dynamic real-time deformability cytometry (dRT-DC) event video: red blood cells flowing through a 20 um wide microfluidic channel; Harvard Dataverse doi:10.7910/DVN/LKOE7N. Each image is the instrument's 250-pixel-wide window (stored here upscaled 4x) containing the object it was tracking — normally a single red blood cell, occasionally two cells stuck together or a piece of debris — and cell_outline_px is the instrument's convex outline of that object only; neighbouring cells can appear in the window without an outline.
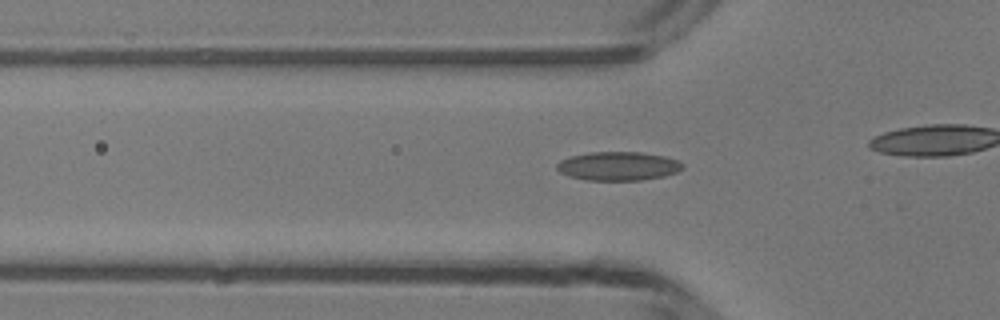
{"species": "common noctule bat (a hibernating species)", "species_latin": "Nyctalus noctula", "temperature_condition": "room temperature", "stored_images_in_passage": 35, "camera_frame_rate_fps": 3000, "um_per_image_px": 0.085, "animal": {"sex": "male", "body_mass_g": 13.3}, "frame": {"image": 1, "passage_image": 16, "time_ms": 5.0, "image_size_px": [1000, 320], "cell_outline_px": [[684, 168], [676, 172], [664, 176], [640, 180], [588, 180], [568, 176], [560, 172], [556, 168], [556, 164], [560, 160], [572, 156], [588, 152], [640, 152], [664, 156], [680, 160], [684, 164]], "centroid_in_image_um": [52.56, 14.11], "position_along_channel_um": 73.2, "area_um2": 21.15}}
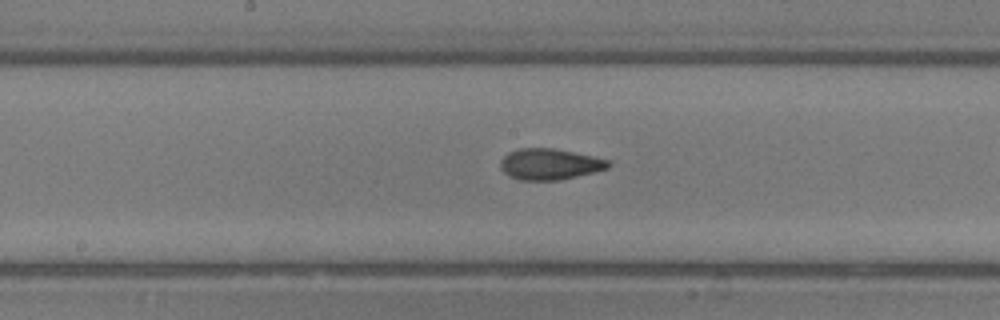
{"frame": {"image": 2, "passage_image": 25, "time_ms": 8.0, "image_size_px": [1000, 320], "cell_outline_px": [[612, 164], [608, 168], [560, 180], [520, 180], [508, 176], [500, 168], [500, 160], [508, 152], [520, 148], [552, 148], [592, 156], [608, 160]], "centroid_in_image_um": [46.68, 13.95], "position_along_channel_um": 201.5, "area_um2": 19.42}}
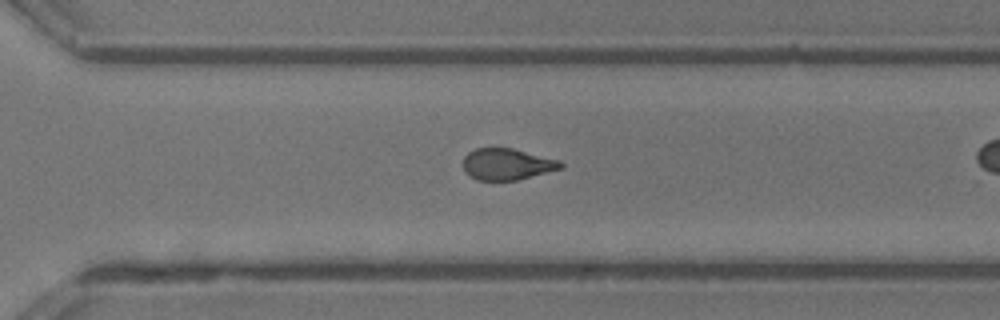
{"frame": {"image": 3, "passage_image": 34, "time_ms": 11.0, "image_size_px": [1000, 320], "cell_outline_px": [[564, 168], [520, 180], [476, 180], [468, 176], [464, 168], [464, 156], [468, 152], [476, 148], [512, 148], [560, 160], [564, 164]], "centroid_in_image_um": [43.13, 13.96], "position_along_channel_um": 327.5, "area_um2": 18.09}}